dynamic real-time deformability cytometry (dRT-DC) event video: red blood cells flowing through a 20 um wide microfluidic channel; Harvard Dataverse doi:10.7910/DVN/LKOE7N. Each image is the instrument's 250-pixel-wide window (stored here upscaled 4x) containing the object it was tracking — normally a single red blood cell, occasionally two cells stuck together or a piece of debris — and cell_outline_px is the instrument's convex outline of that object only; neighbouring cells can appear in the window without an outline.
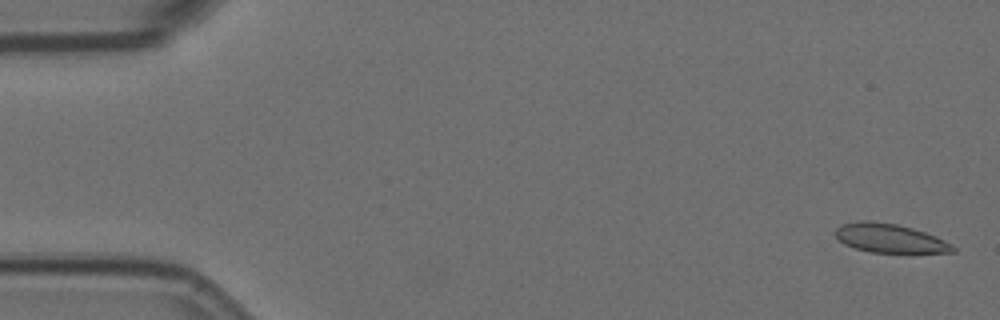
{"species": "Egyptian fruit bat (a non-hibernating species)", "species_latin": "Rousettus aegyptiacus", "temperature_condition": "room temperature", "stored_images_in_passage": 58, "camera_frame_rate_fps": 3000, "um_per_image_px": 0.085, "animal": {"sex": "female"}, "frame": {"image": 1, "passage_image": 2, "time_ms": 0.333, "image_size_px": [1000, 320], "cell_outline_px": [[956, 252], [868, 252], [844, 244], [836, 236], [836, 228], [840, 224], [860, 220], [868, 220], [896, 224], [912, 228], [936, 236], [952, 244], [956, 248]], "centroid_in_image_um": [75.62, 20.24], "position_along_channel_um": 9.4, "area_um2": 19.65}}
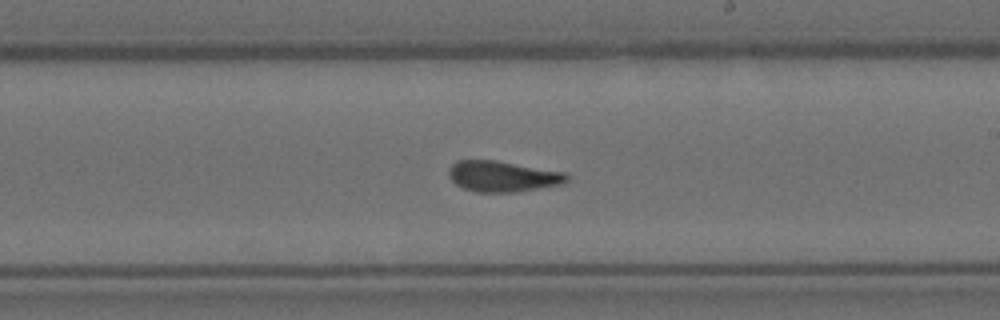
{"frame": {"image": 2, "passage_image": 33, "time_ms": 10.667, "image_size_px": [1000, 320], "cell_outline_px": [[568, 180], [560, 184], [516, 192], [476, 192], [464, 188], [456, 184], [448, 176], [448, 168], [456, 160], [496, 160], [568, 172]], "centroid_in_image_um": [42.72, 14.97], "position_along_channel_um": 246.3, "area_um2": 21.33}}
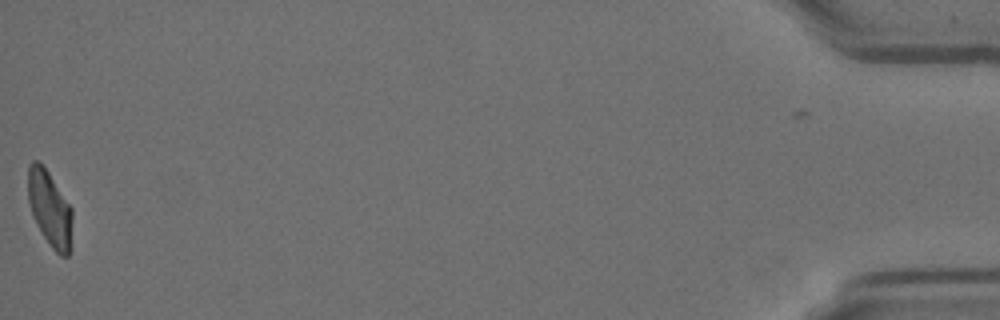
{"frame": {"image": 3, "passage_image": 57, "time_ms": 18.667, "image_size_px": [1000, 320], "cell_outline_px": [[72, 248], [68, 256], [60, 256], [52, 248], [44, 236], [32, 216], [28, 200], [28, 164], [32, 160], [40, 160], [72, 208]], "centroid_in_image_um": [4.24, 17.74], "position_along_channel_um": 431.0, "area_um2": 19.77}, "authors_computed_cell_mechanics": {"area_um2": 20.8658, "velocity_mm_per_s": 3.5671, "shape_relaxation_time_tau1_ms": null, "shape_relaxation_time_tau2_ms": 1.2718, "deformation_change_tau1": null, "deformation_change_tau2": 0.0549}}